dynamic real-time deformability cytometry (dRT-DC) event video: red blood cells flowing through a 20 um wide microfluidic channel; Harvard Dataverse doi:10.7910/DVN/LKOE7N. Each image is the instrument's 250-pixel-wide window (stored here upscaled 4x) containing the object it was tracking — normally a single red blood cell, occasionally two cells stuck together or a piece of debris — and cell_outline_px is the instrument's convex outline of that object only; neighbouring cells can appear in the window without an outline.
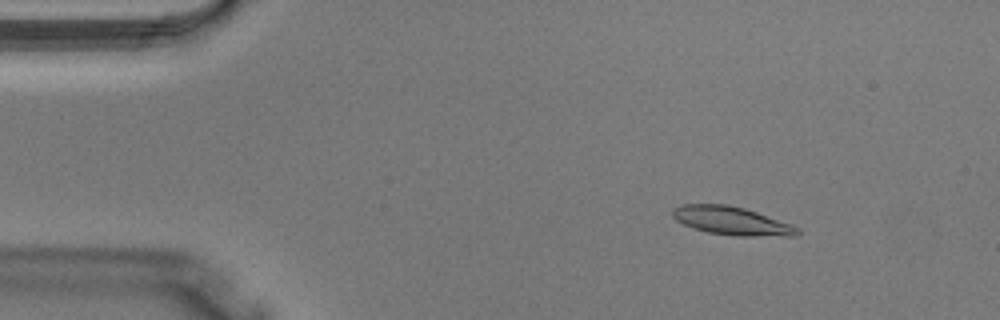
{"species": "Egyptian fruit bat (a non-hibernating species)", "species_latin": "Rousettus aegyptiacus", "temperature_condition": "warm", "stored_images_in_passage": 36, "camera_frame_rate_fps": 3000, "um_per_image_px": 0.085, "animal": {"sex": "male"}, "frame": {"image": 1, "passage_image": 2, "time_ms": 0.333, "image_size_px": [1000, 320], "cell_outline_px": [[800, 232], [796, 236], [736, 236], [708, 232], [692, 228], [676, 220], [672, 216], [672, 208], [684, 204], [728, 204], [744, 208], [792, 224], [800, 228]], "centroid_in_image_um": [62.2, 18.77], "position_along_channel_um": 22.8, "area_um2": 20.69}}
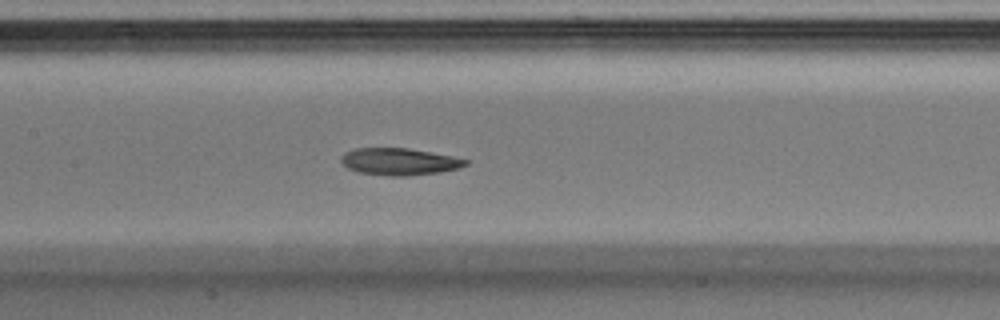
{"frame": {"image": 2, "passage_image": 15, "time_ms": 4.667, "image_size_px": [1000, 320], "cell_outline_px": [[468, 164], [460, 168], [440, 172], [404, 176], [392, 176], [360, 172], [348, 168], [340, 160], [340, 156], [344, 152], [356, 148], [408, 148], [452, 156], [468, 160]], "centroid_in_image_um": [33.94, 13.73], "position_along_channel_um": 173.5, "area_um2": 19.48}}
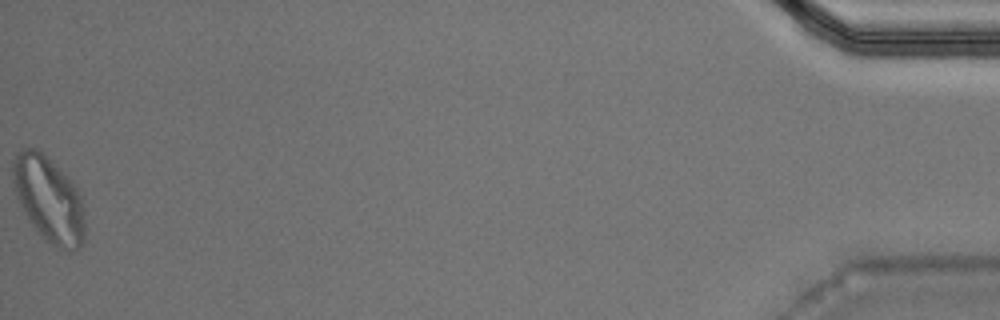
{"frame": {"image": 3, "passage_image": 36, "time_ms": 11.667, "image_size_px": [1000, 320], "cell_outline_px": [[84, 240], [80, 248], [68, 252], [56, 248], [44, 240], [24, 212], [16, 196], [12, 180], [12, 160], [16, 152], [20, 148], [36, 148], [76, 188], [80, 196], [84, 208]], "centroid_in_image_um": [4.12, 16.99], "position_along_channel_um": 431.1, "area_um2": 35.55}}